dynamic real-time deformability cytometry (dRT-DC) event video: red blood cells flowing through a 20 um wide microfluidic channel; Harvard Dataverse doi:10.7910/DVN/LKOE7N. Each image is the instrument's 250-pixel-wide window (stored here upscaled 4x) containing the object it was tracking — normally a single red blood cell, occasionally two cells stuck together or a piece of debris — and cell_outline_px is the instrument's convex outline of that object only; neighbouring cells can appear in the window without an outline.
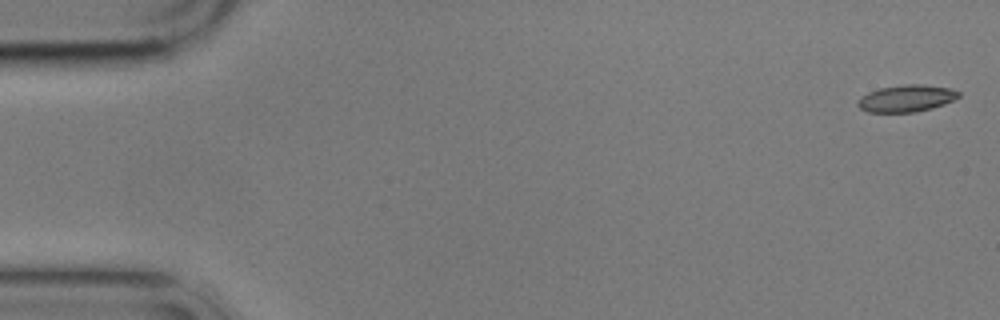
{"species": "common noctule bat (a hibernating species)", "species_latin": "Nyctalus noctula", "temperature_condition": "cold", "stored_images_in_passage": 5, "camera_frame_rate_fps": 3000, "um_per_image_px": 0.085, "animal": {"sex": "male", "body_mass_g": 17.9}, "frame": {"image": 1, "passage_image": 1, "time_ms": 0.0, "image_size_px": [1000, 320], "cell_outline_px": [[960, 96], [944, 104], [932, 108], [916, 112], [868, 112], [860, 108], [856, 104], [860, 96], [868, 92], [880, 88], [904, 84], [924, 84], [948, 88], [960, 92]], "centroid_in_image_um": [77.02, 8.36], "position_along_channel_um": 8.0, "area_um2": 15.84}}
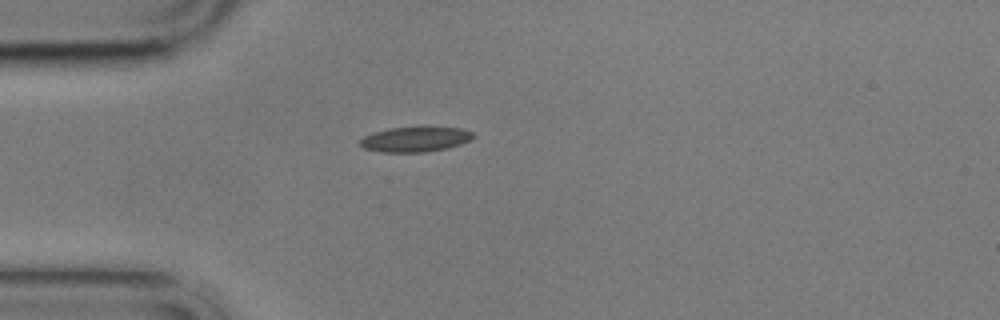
{"frame": {"image": 2, "passage_image": 5, "time_ms": 4.667, "image_size_px": [1000, 320], "cell_outline_px": [[476, 136], [460, 144], [444, 148], [424, 152], [380, 152], [364, 148], [360, 144], [360, 140], [364, 136], [372, 132], [388, 128], [460, 128], [472, 132]], "centroid_in_image_um": [35.24, 11.85], "position_along_channel_um": 49.8, "area_um2": 16.13}}